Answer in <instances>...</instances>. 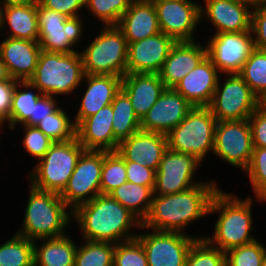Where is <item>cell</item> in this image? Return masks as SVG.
I'll return each mask as SVG.
<instances>
[{"mask_svg":"<svg viewBox=\"0 0 266 266\" xmlns=\"http://www.w3.org/2000/svg\"><path fill=\"white\" fill-rule=\"evenodd\" d=\"M218 190V183L212 179L204 180L183 192L170 195L153 194L149 212L141 222L140 228L146 231L157 230L186 234L192 222L209 214L212 197Z\"/></svg>","mask_w":266,"mask_h":266,"instance_id":"obj_1","label":"cell"},{"mask_svg":"<svg viewBox=\"0 0 266 266\" xmlns=\"http://www.w3.org/2000/svg\"><path fill=\"white\" fill-rule=\"evenodd\" d=\"M72 219L80 227L82 239L114 244L136 238L134 227H141L134 214L110 195L103 194L78 206Z\"/></svg>","mask_w":266,"mask_h":266,"instance_id":"obj_2","label":"cell"},{"mask_svg":"<svg viewBox=\"0 0 266 266\" xmlns=\"http://www.w3.org/2000/svg\"><path fill=\"white\" fill-rule=\"evenodd\" d=\"M253 203L254 199L250 195L240 199L237 195L219 188L212 197L208 214L218 213L214 233L203 238L224 253L256 241V237L250 234L254 230Z\"/></svg>","mask_w":266,"mask_h":266,"instance_id":"obj_3","label":"cell"},{"mask_svg":"<svg viewBox=\"0 0 266 266\" xmlns=\"http://www.w3.org/2000/svg\"><path fill=\"white\" fill-rule=\"evenodd\" d=\"M29 190L23 224L16 234L32 241L66 235L65 231L70 226L73 212L61 199L60 194L42 191L31 185Z\"/></svg>","mask_w":266,"mask_h":266,"instance_id":"obj_4","label":"cell"},{"mask_svg":"<svg viewBox=\"0 0 266 266\" xmlns=\"http://www.w3.org/2000/svg\"><path fill=\"white\" fill-rule=\"evenodd\" d=\"M80 50L68 54L40 52L34 75L28 80L43 95L57 97L72 95L84 78Z\"/></svg>","mask_w":266,"mask_h":266,"instance_id":"obj_5","label":"cell"},{"mask_svg":"<svg viewBox=\"0 0 266 266\" xmlns=\"http://www.w3.org/2000/svg\"><path fill=\"white\" fill-rule=\"evenodd\" d=\"M84 48L80 54L85 74L120 77L126 74L128 43L117 25L103 26Z\"/></svg>","mask_w":266,"mask_h":266,"instance_id":"obj_6","label":"cell"},{"mask_svg":"<svg viewBox=\"0 0 266 266\" xmlns=\"http://www.w3.org/2000/svg\"><path fill=\"white\" fill-rule=\"evenodd\" d=\"M84 150L77 138L54 142L32 171L28 172V183L36 189L60 194Z\"/></svg>","mask_w":266,"mask_h":266,"instance_id":"obj_7","label":"cell"},{"mask_svg":"<svg viewBox=\"0 0 266 266\" xmlns=\"http://www.w3.org/2000/svg\"><path fill=\"white\" fill-rule=\"evenodd\" d=\"M217 120L208 107H193L167 136L168 149L203 161L213 153Z\"/></svg>","mask_w":266,"mask_h":266,"instance_id":"obj_8","label":"cell"},{"mask_svg":"<svg viewBox=\"0 0 266 266\" xmlns=\"http://www.w3.org/2000/svg\"><path fill=\"white\" fill-rule=\"evenodd\" d=\"M208 105L217 121H240L248 119L259 107V98L252 92L238 73L224 74Z\"/></svg>","mask_w":266,"mask_h":266,"instance_id":"obj_9","label":"cell"},{"mask_svg":"<svg viewBox=\"0 0 266 266\" xmlns=\"http://www.w3.org/2000/svg\"><path fill=\"white\" fill-rule=\"evenodd\" d=\"M39 36L42 50L68 54L77 52L75 45L83 38L82 16L68 18L58 12L42 7L37 1Z\"/></svg>","mask_w":266,"mask_h":266,"instance_id":"obj_10","label":"cell"},{"mask_svg":"<svg viewBox=\"0 0 266 266\" xmlns=\"http://www.w3.org/2000/svg\"><path fill=\"white\" fill-rule=\"evenodd\" d=\"M103 166V151L84 150L60 193L61 199L73 212L78 206L90 202L101 194L100 180Z\"/></svg>","mask_w":266,"mask_h":266,"instance_id":"obj_11","label":"cell"},{"mask_svg":"<svg viewBox=\"0 0 266 266\" xmlns=\"http://www.w3.org/2000/svg\"><path fill=\"white\" fill-rule=\"evenodd\" d=\"M249 120L217 121L213 153L224 163L244 172L253 153Z\"/></svg>","mask_w":266,"mask_h":266,"instance_id":"obj_12","label":"cell"},{"mask_svg":"<svg viewBox=\"0 0 266 266\" xmlns=\"http://www.w3.org/2000/svg\"><path fill=\"white\" fill-rule=\"evenodd\" d=\"M136 238L146 252L148 266H184L192 244L203 236L151 230Z\"/></svg>","mask_w":266,"mask_h":266,"instance_id":"obj_13","label":"cell"},{"mask_svg":"<svg viewBox=\"0 0 266 266\" xmlns=\"http://www.w3.org/2000/svg\"><path fill=\"white\" fill-rule=\"evenodd\" d=\"M195 155L167 149L155 173V195H170L188 190L204 181L196 180L195 173L201 166Z\"/></svg>","mask_w":266,"mask_h":266,"instance_id":"obj_14","label":"cell"},{"mask_svg":"<svg viewBox=\"0 0 266 266\" xmlns=\"http://www.w3.org/2000/svg\"><path fill=\"white\" fill-rule=\"evenodd\" d=\"M207 42V57L221 74L239 73L256 49L251 30L217 33Z\"/></svg>","mask_w":266,"mask_h":266,"instance_id":"obj_15","label":"cell"},{"mask_svg":"<svg viewBox=\"0 0 266 266\" xmlns=\"http://www.w3.org/2000/svg\"><path fill=\"white\" fill-rule=\"evenodd\" d=\"M161 32L179 41H195L200 4L191 0H152Z\"/></svg>","mask_w":266,"mask_h":266,"instance_id":"obj_16","label":"cell"},{"mask_svg":"<svg viewBox=\"0 0 266 266\" xmlns=\"http://www.w3.org/2000/svg\"><path fill=\"white\" fill-rule=\"evenodd\" d=\"M193 106L173 88H165L156 103L140 121L142 131L167 135L187 115Z\"/></svg>","mask_w":266,"mask_h":266,"instance_id":"obj_17","label":"cell"},{"mask_svg":"<svg viewBox=\"0 0 266 266\" xmlns=\"http://www.w3.org/2000/svg\"><path fill=\"white\" fill-rule=\"evenodd\" d=\"M176 41L159 32L128 44L126 74L159 73Z\"/></svg>","mask_w":266,"mask_h":266,"instance_id":"obj_18","label":"cell"},{"mask_svg":"<svg viewBox=\"0 0 266 266\" xmlns=\"http://www.w3.org/2000/svg\"><path fill=\"white\" fill-rule=\"evenodd\" d=\"M200 3V23L205 17L214 31L245 32L251 30L252 10L234 0H203Z\"/></svg>","mask_w":266,"mask_h":266,"instance_id":"obj_19","label":"cell"},{"mask_svg":"<svg viewBox=\"0 0 266 266\" xmlns=\"http://www.w3.org/2000/svg\"><path fill=\"white\" fill-rule=\"evenodd\" d=\"M221 73L206 56L173 88L193 107H208Z\"/></svg>","mask_w":266,"mask_h":266,"instance_id":"obj_20","label":"cell"},{"mask_svg":"<svg viewBox=\"0 0 266 266\" xmlns=\"http://www.w3.org/2000/svg\"><path fill=\"white\" fill-rule=\"evenodd\" d=\"M167 149L165 134L139 130L121 141L117 152L125 161L137 162L156 172Z\"/></svg>","mask_w":266,"mask_h":266,"instance_id":"obj_21","label":"cell"},{"mask_svg":"<svg viewBox=\"0 0 266 266\" xmlns=\"http://www.w3.org/2000/svg\"><path fill=\"white\" fill-rule=\"evenodd\" d=\"M176 42L158 73L165 88H174L177 83L194 69L206 56L204 43L197 41Z\"/></svg>","mask_w":266,"mask_h":266,"instance_id":"obj_22","label":"cell"},{"mask_svg":"<svg viewBox=\"0 0 266 266\" xmlns=\"http://www.w3.org/2000/svg\"><path fill=\"white\" fill-rule=\"evenodd\" d=\"M41 51L38 41L5 37L0 42V57L10 77L18 81L34 75Z\"/></svg>","mask_w":266,"mask_h":266,"instance_id":"obj_23","label":"cell"},{"mask_svg":"<svg viewBox=\"0 0 266 266\" xmlns=\"http://www.w3.org/2000/svg\"><path fill=\"white\" fill-rule=\"evenodd\" d=\"M112 105L82 120L76 126V138L85 150L117 151L119 143L114 139Z\"/></svg>","mask_w":266,"mask_h":266,"instance_id":"obj_24","label":"cell"},{"mask_svg":"<svg viewBox=\"0 0 266 266\" xmlns=\"http://www.w3.org/2000/svg\"><path fill=\"white\" fill-rule=\"evenodd\" d=\"M83 81L87 87L78 106L79 109L76 115L74 114L75 126L101 108L110 105L122 86V77L113 75L85 74Z\"/></svg>","mask_w":266,"mask_h":266,"instance_id":"obj_25","label":"cell"},{"mask_svg":"<svg viewBox=\"0 0 266 266\" xmlns=\"http://www.w3.org/2000/svg\"><path fill=\"white\" fill-rule=\"evenodd\" d=\"M121 89L127 94L141 121L156 103L165 86L157 73H130L122 77Z\"/></svg>","mask_w":266,"mask_h":266,"instance_id":"obj_26","label":"cell"},{"mask_svg":"<svg viewBox=\"0 0 266 266\" xmlns=\"http://www.w3.org/2000/svg\"><path fill=\"white\" fill-rule=\"evenodd\" d=\"M117 26L128 44L161 32L152 0H132Z\"/></svg>","mask_w":266,"mask_h":266,"instance_id":"obj_27","label":"cell"},{"mask_svg":"<svg viewBox=\"0 0 266 266\" xmlns=\"http://www.w3.org/2000/svg\"><path fill=\"white\" fill-rule=\"evenodd\" d=\"M4 27L10 28L7 37L38 41L37 1L4 7L0 32L5 29Z\"/></svg>","mask_w":266,"mask_h":266,"instance_id":"obj_28","label":"cell"},{"mask_svg":"<svg viewBox=\"0 0 266 266\" xmlns=\"http://www.w3.org/2000/svg\"><path fill=\"white\" fill-rule=\"evenodd\" d=\"M40 241L42 244L38 245ZM77 245L68 234L58 238L36 240L34 266H74Z\"/></svg>","mask_w":266,"mask_h":266,"instance_id":"obj_29","label":"cell"},{"mask_svg":"<svg viewBox=\"0 0 266 266\" xmlns=\"http://www.w3.org/2000/svg\"><path fill=\"white\" fill-rule=\"evenodd\" d=\"M153 188L154 186H141L127 181L109 195L142 222L151 206Z\"/></svg>","mask_w":266,"mask_h":266,"instance_id":"obj_30","label":"cell"},{"mask_svg":"<svg viewBox=\"0 0 266 266\" xmlns=\"http://www.w3.org/2000/svg\"><path fill=\"white\" fill-rule=\"evenodd\" d=\"M22 88L25 90H22ZM43 96L29 81L17 82L12 96L10 119L7 124L9 125L10 132L17 129L16 127L20 124H25L30 119L34 106Z\"/></svg>","mask_w":266,"mask_h":266,"instance_id":"obj_31","label":"cell"},{"mask_svg":"<svg viewBox=\"0 0 266 266\" xmlns=\"http://www.w3.org/2000/svg\"><path fill=\"white\" fill-rule=\"evenodd\" d=\"M111 105L114 139L120 143L141 130L140 120L133 110L129 97L122 89L117 93Z\"/></svg>","mask_w":266,"mask_h":266,"instance_id":"obj_32","label":"cell"},{"mask_svg":"<svg viewBox=\"0 0 266 266\" xmlns=\"http://www.w3.org/2000/svg\"><path fill=\"white\" fill-rule=\"evenodd\" d=\"M0 266H34V241L12 235L0 245Z\"/></svg>","mask_w":266,"mask_h":266,"instance_id":"obj_33","label":"cell"},{"mask_svg":"<svg viewBox=\"0 0 266 266\" xmlns=\"http://www.w3.org/2000/svg\"><path fill=\"white\" fill-rule=\"evenodd\" d=\"M83 240L77 248L74 266H113L114 243Z\"/></svg>","mask_w":266,"mask_h":266,"instance_id":"obj_34","label":"cell"},{"mask_svg":"<svg viewBox=\"0 0 266 266\" xmlns=\"http://www.w3.org/2000/svg\"><path fill=\"white\" fill-rule=\"evenodd\" d=\"M63 107L43 118L36 126L54 142H64L76 138V126ZM72 120V121H71Z\"/></svg>","mask_w":266,"mask_h":266,"instance_id":"obj_35","label":"cell"},{"mask_svg":"<svg viewBox=\"0 0 266 266\" xmlns=\"http://www.w3.org/2000/svg\"><path fill=\"white\" fill-rule=\"evenodd\" d=\"M127 182L125 160L117 151H103L101 171V194L109 195L113 190Z\"/></svg>","mask_w":266,"mask_h":266,"instance_id":"obj_36","label":"cell"},{"mask_svg":"<svg viewBox=\"0 0 266 266\" xmlns=\"http://www.w3.org/2000/svg\"><path fill=\"white\" fill-rule=\"evenodd\" d=\"M238 74L260 98L266 93V52L255 49Z\"/></svg>","mask_w":266,"mask_h":266,"instance_id":"obj_37","label":"cell"},{"mask_svg":"<svg viewBox=\"0 0 266 266\" xmlns=\"http://www.w3.org/2000/svg\"><path fill=\"white\" fill-rule=\"evenodd\" d=\"M132 0H85V9L103 24L118 25Z\"/></svg>","mask_w":266,"mask_h":266,"instance_id":"obj_38","label":"cell"},{"mask_svg":"<svg viewBox=\"0 0 266 266\" xmlns=\"http://www.w3.org/2000/svg\"><path fill=\"white\" fill-rule=\"evenodd\" d=\"M254 197L260 203L266 202V148H254L250 163L245 169Z\"/></svg>","mask_w":266,"mask_h":266,"instance_id":"obj_39","label":"cell"},{"mask_svg":"<svg viewBox=\"0 0 266 266\" xmlns=\"http://www.w3.org/2000/svg\"><path fill=\"white\" fill-rule=\"evenodd\" d=\"M184 266H226V255L204 238H199L192 244Z\"/></svg>","mask_w":266,"mask_h":266,"instance_id":"obj_40","label":"cell"},{"mask_svg":"<svg viewBox=\"0 0 266 266\" xmlns=\"http://www.w3.org/2000/svg\"><path fill=\"white\" fill-rule=\"evenodd\" d=\"M226 266H261L266 257V246L258 239L250 244L225 252Z\"/></svg>","mask_w":266,"mask_h":266,"instance_id":"obj_41","label":"cell"},{"mask_svg":"<svg viewBox=\"0 0 266 266\" xmlns=\"http://www.w3.org/2000/svg\"><path fill=\"white\" fill-rule=\"evenodd\" d=\"M113 266H148L146 252L137 238L115 244Z\"/></svg>","mask_w":266,"mask_h":266,"instance_id":"obj_42","label":"cell"},{"mask_svg":"<svg viewBox=\"0 0 266 266\" xmlns=\"http://www.w3.org/2000/svg\"><path fill=\"white\" fill-rule=\"evenodd\" d=\"M23 127L25 132L22 139V145L28 154L41 160L46 152L50 149L54 143L49 137H47L37 126L19 125Z\"/></svg>","mask_w":266,"mask_h":266,"instance_id":"obj_43","label":"cell"},{"mask_svg":"<svg viewBox=\"0 0 266 266\" xmlns=\"http://www.w3.org/2000/svg\"><path fill=\"white\" fill-rule=\"evenodd\" d=\"M38 3L47 9L58 12L68 18L77 17L83 13L85 0H37Z\"/></svg>","mask_w":266,"mask_h":266,"instance_id":"obj_44","label":"cell"},{"mask_svg":"<svg viewBox=\"0 0 266 266\" xmlns=\"http://www.w3.org/2000/svg\"><path fill=\"white\" fill-rule=\"evenodd\" d=\"M251 31L255 48L266 52V4L252 10Z\"/></svg>","mask_w":266,"mask_h":266,"instance_id":"obj_45","label":"cell"},{"mask_svg":"<svg viewBox=\"0 0 266 266\" xmlns=\"http://www.w3.org/2000/svg\"><path fill=\"white\" fill-rule=\"evenodd\" d=\"M127 181L141 186L155 185V171L137 162L125 161Z\"/></svg>","mask_w":266,"mask_h":266,"instance_id":"obj_46","label":"cell"},{"mask_svg":"<svg viewBox=\"0 0 266 266\" xmlns=\"http://www.w3.org/2000/svg\"><path fill=\"white\" fill-rule=\"evenodd\" d=\"M254 148H266V111L258 107L248 118Z\"/></svg>","mask_w":266,"mask_h":266,"instance_id":"obj_47","label":"cell"},{"mask_svg":"<svg viewBox=\"0 0 266 266\" xmlns=\"http://www.w3.org/2000/svg\"><path fill=\"white\" fill-rule=\"evenodd\" d=\"M18 80L0 82V124H8L12 107V96Z\"/></svg>","mask_w":266,"mask_h":266,"instance_id":"obj_48","label":"cell"},{"mask_svg":"<svg viewBox=\"0 0 266 266\" xmlns=\"http://www.w3.org/2000/svg\"><path fill=\"white\" fill-rule=\"evenodd\" d=\"M58 102L55 97L44 95L34 106L33 113L25 125L36 126L59 107Z\"/></svg>","mask_w":266,"mask_h":266,"instance_id":"obj_49","label":"cell"},{"mask_svg":"<svg viewBox=\"0 0 266 266\" xmlns=\"http://www.w3.org/2000/svg\"><path fill=\"white\" fill-rule=\"evenodd\" d=\"M238 4L245 5L249 7L251 10L257 9L258 7H261L262 5L266 4V0H234Z\"/></svg>","mask_w":266,"mask_h":266,"instance_id":"obj_50","label":"cell"},{"mask_svg":"<svg viewBox=\"0 0 266 266\" xmlns=\"http://www.w3.org/2000/svg\"><path fill=\"white\" fill-rule=\"evenodd\" d=\"M36 1L37 0H0L3 7L25 5V4L34 3Z\"/></svg>","mask_w":266,"mask_h":266,"instance_id":"obj_51","label":"cell"},{"mask_svg":"<svg viewBox=\"0 0 266 266\" xmlns=\"http://www.w3.org/2000/svg\"><path fill=\"white\" fill-rule=\"evenodd\" d=\"M10 79L11 77L9 75L7 67L0 57V82H4Z\"/></svg>","mask_w":266,"mask_h":266,"instance_id":"obj_52","label":"cell"},{"mask_svg":"<svg viewBox=\"0 0 266 266\" xmlns=\"http://www.w3.org/2000/svg\"><path fill=\"white\" fill-rule=\"evenodd\" d=\"M259 107L266 111V93L259 98Z\"/></svg>","mask_w":266,"mask_h":266,"instance_id":"obj_53","label":"cell"},{"mask_svg":"<svg viewBox=\"0 0 266 266\" xmlns=\"http://www.w3.org/2000/svg\"><path fill=\"white\" fill-rule=\"evenodd\" d=\"M3 8L4 7L2 6V3L0 2V29L2 25Z\"/></svg>","mask_w":266,"mask_h":266,"instance_id":"obj_54","label":"cell"},{"mask_svg":"<svg viewBox=\"0 0 266 266\" xmlns=\"http://www.w3.org/2000/svg\"><path fill=\"white\" fill-rule=\"evenodd\" d=\"M261 266H266V257L263 259Z\"/></svg>","mask_w":266,"mask_h":266,"instance_id":"obj_55","label":"cell"},{"mask_svg":"<svg viewBox=\"0 0 266 266\" xmlns=\"http://www.w3.org/2000/svg\"><path fill=\"white\" fill-rule=\"evenodd\" d=\"M2 127H4V125H1V124H0V128H1V129H2ZM0 137H1V136H0ZM0 139H1V138H0ZM0 143H1V140H0Z\"/></svg>","mask_w":266,"mask_h":266,"instance_id":"obj_56","label":"cell"}]
</instances>
